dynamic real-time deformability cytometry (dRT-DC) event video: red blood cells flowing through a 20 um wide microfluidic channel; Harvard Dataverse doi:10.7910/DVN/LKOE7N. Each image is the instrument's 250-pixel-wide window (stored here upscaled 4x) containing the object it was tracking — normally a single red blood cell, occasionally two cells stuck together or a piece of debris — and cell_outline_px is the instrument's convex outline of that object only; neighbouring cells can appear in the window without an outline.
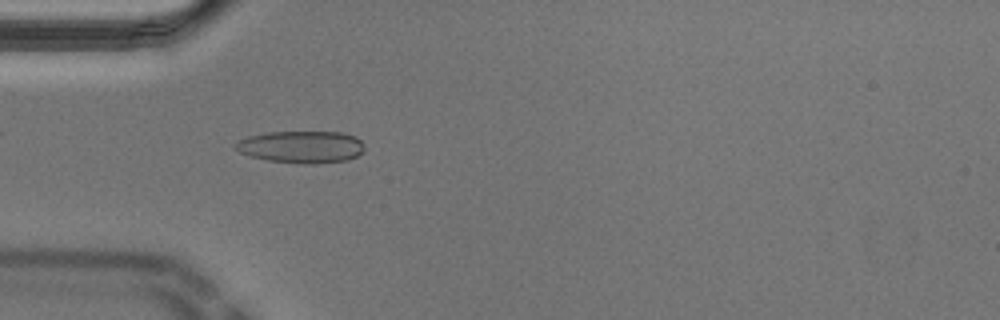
{"species": "Egyptian fruit bat (a non-hibernating species)", "species_latin": "Rousettus aegyptiacus", "temperature_condition": "cold", "stored_images_in_passage": 53, "camera_frame_rate_fps": 3000, "um_per_image_px": 0.085, "animal": {"sex": "male"}, "frame": {"image": 1, "passage_image": 15, "time_ms": 4.667, "image_size_px": [1000, 320], "cell_outline_px": [[364, 152], [348, 160], [316, 164], [300, 164], [268, 160], [252, 156], [240, 152], [232, 148], [232, 144], [236, 140], [248, 136], [268, 132], [340, 132], [356, 136], [364, 144]], "centroid_in_image_um": [25.6, 12.49], "position_along_channel_um": 59.4, "area_um2": 24.51}}
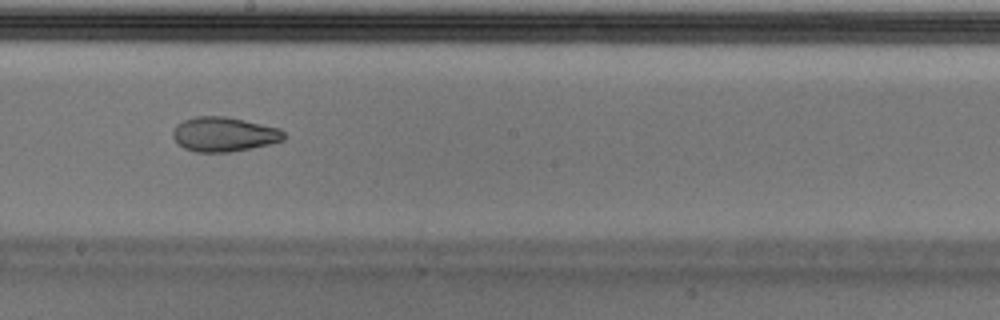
{"frame": {"image": 2, "passage_image": 29, "time_ms": 9.333, "image_size_px": [1000, 320], "cell_outline_px": [[284, 140], [252, 148], [228, 152], [196, 152], [184, 148], [172, 136], [172, 132], [176, 124], [184, 120], [196, 116], [224, 116], [244, 120], [280, 128], [284, 132]], "centroid_in_image_um": [19.03, 11.41], "position_along_channel_um": 229.2, "area_um2": 22.25}}
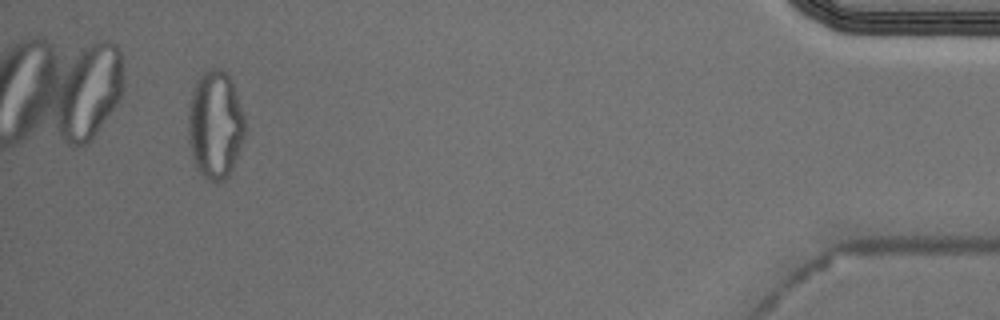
{"frame": {"image": 3, "passage_image": 50, "time_ms": 16.333, "image_size_px": [1000, 320], "cell_outline_px": [[244, 144], [228, 176], [224, 180], [216, 184], [200, 176], [196, 168], [192, 156], [188, 140], [188, 108], [192, 92], [196, 80], [208, 68], [220, 68], [228, 76], [232, 84], [244, 116]], "centroid_in_image_um": [18.27, 10.67], "position_along_channel_um": 416.9, "area_um2": 36.07}, "authors_computed_cell_mechanics": {"area_um2": 22.9466, "velocity_mm_per_s": 3.6732, "shape_relaxation_time_tau1_ms": null, "shape_relaxation_time_tau2_ms": 3.2341, "deformation_change_tau1": null, "deformation_change_tau2": 0.0968}}